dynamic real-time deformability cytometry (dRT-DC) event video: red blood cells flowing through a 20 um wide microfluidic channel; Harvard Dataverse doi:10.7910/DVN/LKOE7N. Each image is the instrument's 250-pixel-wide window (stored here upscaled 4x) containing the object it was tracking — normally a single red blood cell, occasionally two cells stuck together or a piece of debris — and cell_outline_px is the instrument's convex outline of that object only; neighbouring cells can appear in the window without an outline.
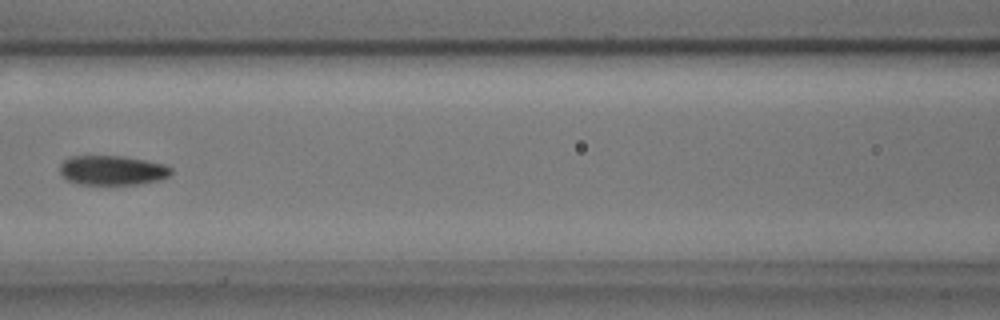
{"species": "common noctule bat (a hibernating species)", "species_latin": "Nyctalus noctula", "temperature_condition": "cold", "stored_images_in_passage": 10, "camera_frame_rate_fps": 3000, "um_per_image_px": 0.085, "animal": {"sex": "male", "body_mass_g": 17.9, "forearm_length_mm": 54.2}, "frame": {"image": 1, "passage_image": 7, "time_ms": 2.0, "image_size_px": [1000, 320], "cell_outline_px": [[172, 172], [168, 176], [160, 180], [140, 184], [80, 184], [68, 180], [60, 172], [60, 164], [68, 156], [124, 156], [164, 164], [172, 168]], "centroid_in_image_um": [9.55, 14.47], "position_along_channel_um": 157.0, "area_um2": 19.13}}
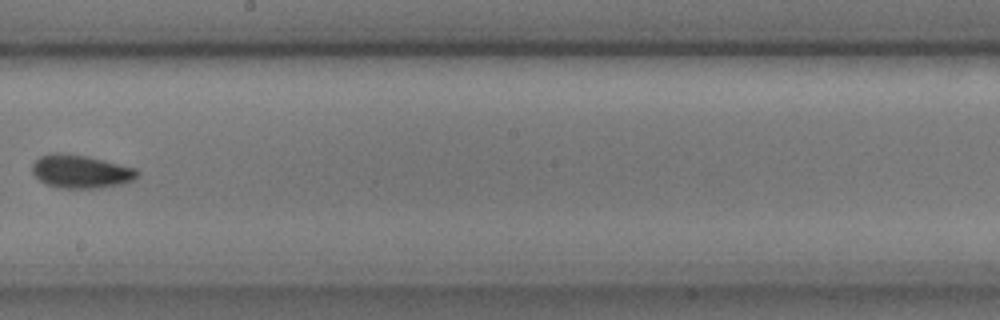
{"frame": {"image": 2, "passage_image": 9, "time_ms": 2.667, "image_size_px": [1000, 320], "cell_outline_px": [[140, 176], [132, 180], [120, 184], [100, 188], [60, 188], [44, 184], [32, 172], [32, 164], [40, 156], [52, 152], [60, 152], [84, 156], [104, 160], [136, 168], [140, 172]], "centroid_in_image_um": [6.87, 14.58], "position_along_channel_um": 241.3, "area_um2": 20.46}}
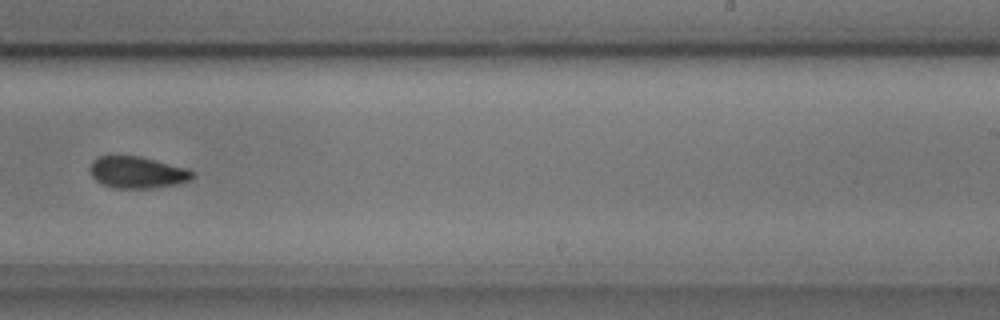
{"frame": {"image": 3, "passage_image": 10, "time_ms": 3.0, "image_size_px": [1000, 320], "cell_outline_px": [[196, 176], [188, 180], [176, 184], [152, 188], [112, 188], [96, 180], [92, 176], [88, 168], [92, 160], [96, 156], [140, 156], [188, 168], [196, 172]], "centroid_in_image_um": [11.67, 14.64], "position_along_channel_um": 277.3, "area_um2": 19.13}}